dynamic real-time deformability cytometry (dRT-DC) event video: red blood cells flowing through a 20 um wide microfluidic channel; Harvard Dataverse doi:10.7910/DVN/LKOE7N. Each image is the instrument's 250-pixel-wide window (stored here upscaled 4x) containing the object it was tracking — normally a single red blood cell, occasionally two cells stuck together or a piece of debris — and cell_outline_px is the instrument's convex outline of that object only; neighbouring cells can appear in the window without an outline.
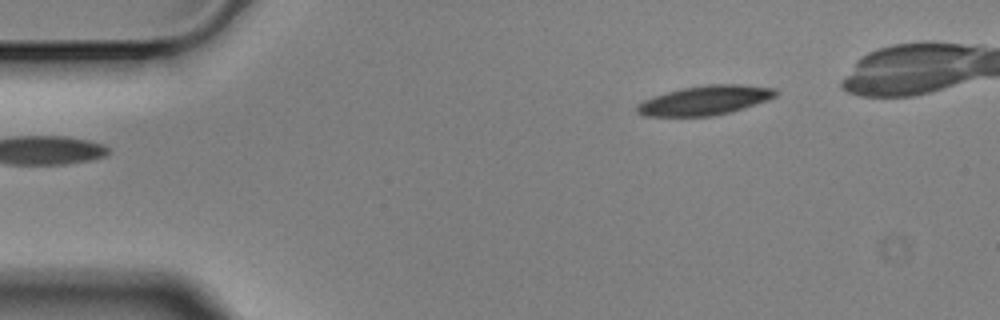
{"species": "Egyptian fruit bat (a non-hibernating species)", "species_latin": "Rousettus aegyptiacus", "temperature_condition": "cold", "stored_images_in_passage": 2, "camera_frame_rate_fps": 3000, "um_per_image_px": 0.085, "animal": {"sex": "male"}, "frame": {"image": 1, "passage_image": 2, "time_ms": 0.333, "image_size_px": [1000, 320], "cell_outline_px": [[780, 92], [776, 96], [768, 100], [732, 112], [712, 116], [644, 116], [636, 112], [636, 104], [644, 100], [680, 88], [708, 84], [740, 84], [776, 88]], "centroid_in_image_um": [59.96, 8.52], "position_along_channel_um": 25.0, "area_um2": 23.87}}